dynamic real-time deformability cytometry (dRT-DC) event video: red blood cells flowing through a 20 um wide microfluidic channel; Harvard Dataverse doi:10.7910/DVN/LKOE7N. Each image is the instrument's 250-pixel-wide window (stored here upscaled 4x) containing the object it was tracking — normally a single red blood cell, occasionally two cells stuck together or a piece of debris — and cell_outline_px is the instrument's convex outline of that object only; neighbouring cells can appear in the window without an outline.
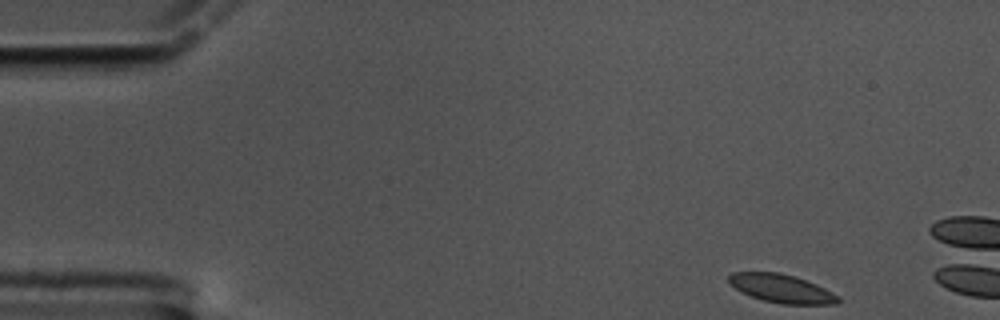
{"species": "common noctule bat (a hibernating species)", "species_latin": "Nyctalus noctula", "temperature_condition": "cold", "stored_images_in_passage": 13, "camera_frame_rate_fps": 3000, "um_per_image_px": 0.085, "animal": {"sex": "male", "body_mass_g": 17.5, "forearm_length_mm": 52.3}, "frame": {"image": 1, "passage_image": 1, "time_ms": 0.0, "image_size_px": [1000, 320], "cell_outline_px": [[840, 304], [780, 304], [764, 300], [752, 296], [736, 288], [728, 280], [728, 276], [732, 272], [780, 272], [816, 284], [840, 296]], "centroid_in_image_um": [66.47, 24.53], "position_along_channel_um": 18.5, "area_um2": 17.86}}